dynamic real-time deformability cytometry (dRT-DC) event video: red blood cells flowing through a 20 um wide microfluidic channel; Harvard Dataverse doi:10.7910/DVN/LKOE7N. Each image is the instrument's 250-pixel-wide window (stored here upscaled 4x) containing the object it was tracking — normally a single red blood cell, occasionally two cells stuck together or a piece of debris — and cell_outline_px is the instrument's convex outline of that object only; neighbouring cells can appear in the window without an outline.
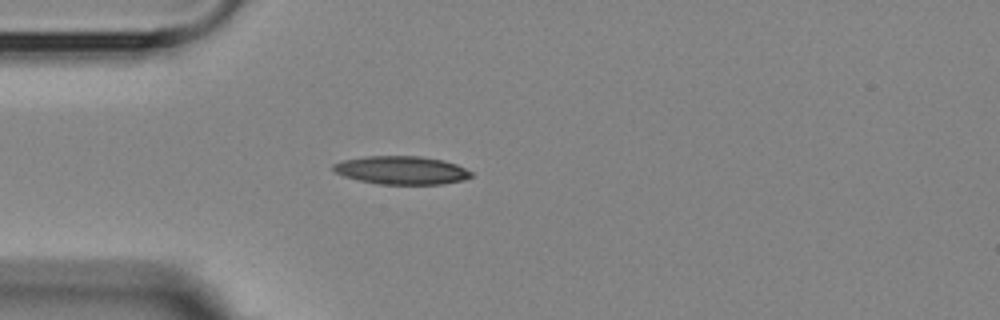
{"species": "Egyptian fruit bat (a non-hibernating species)", "species_latin": "Rousettus aegyptiacus", "temperature_condition": "room temperature", "stored_images_in_passage": 2, "camera_frame_rate_fps": 3000, "um_per_image_px": 0.085, "animal": {"sex": "female"}, "frame": {"image": 1, "passage_image": 2, "time_ms": 2.0, "image_size_px": [1000, 320], "cell_outline_px": [[472, 176], [464, 180], [444, 184], [380, 184], [360, 180], [344, 176], [336, 172], [332, 168], [332, 164], [340, 160], [364, 156], [420, 156], [444, 160], [456, 164], [472, 172]], "centroid_in_image_um": [34.12, 14.46], "position_along_channel_um": 50.9, "area_um2": 22.77}}